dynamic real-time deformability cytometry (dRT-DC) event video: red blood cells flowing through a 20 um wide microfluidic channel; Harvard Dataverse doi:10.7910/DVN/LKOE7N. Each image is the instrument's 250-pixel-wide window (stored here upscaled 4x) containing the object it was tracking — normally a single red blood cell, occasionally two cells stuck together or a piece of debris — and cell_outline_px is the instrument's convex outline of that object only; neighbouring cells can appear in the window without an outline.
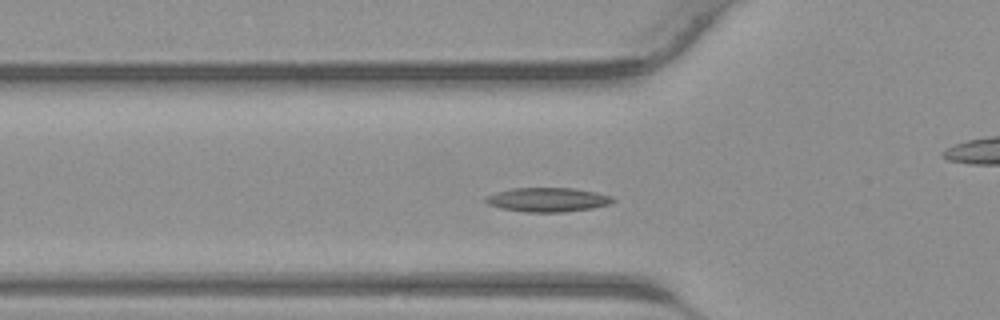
{"species": "common noctule bat (a hibernating species)", "species_latin": "Nyctalus noctula", "temperature_condition": "warm", "stored_images_in_passage": 41, "camera_frame_rate_fps": 3000, "um_per_image_px": 0.085, "animal": {"sex": "male", "body_mass_g": 23.1, "forearm_length_mm": 52.7}, "frame": {"image": 1, "passage_image": 12, "time_ms": 3.667, "image_size_px": [1000, 320], "cell_outline_px": [[616, 200], [608, 204], [592, 208], [564, 212], [524, 212], [500, 208], [488, 204], [484, 200], [488, 196], [496, 192], [512, 188], [572, 188], [596, 192], [612, 196]], "centroid_in_image_um": [46.55, 16.97], "position_along_channel_um": 79.2, "area_um2": 17.86}}
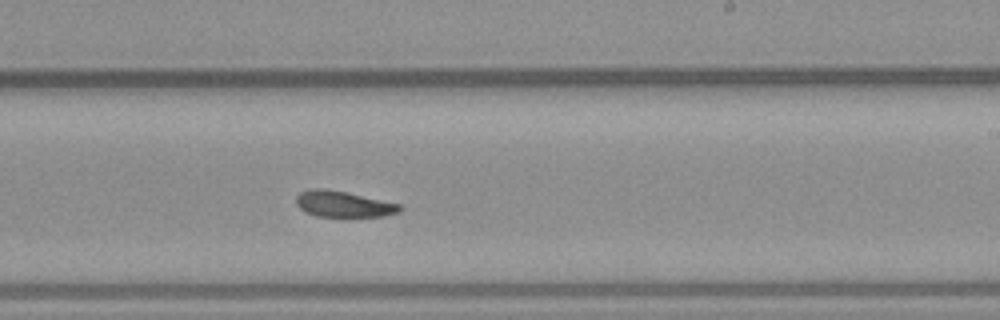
{"frame": {"image": 2, "passage_image": 23, "time_ms": 7.333, "image_size_px": [1000, 320], "cell_outline_px": [[404, 208], [400, 212], [384, 216], [348, 220], [340, 220], [316, 216], [304, 212], [296, 204], [296, 196], [300, 192], [308, 188], [324, 188], [344, 192], [400, 204]], "centroid_in_image_um": [29.18, 17.42], "position_along_channel_um": 259.8, "area_um2": 16.76}}
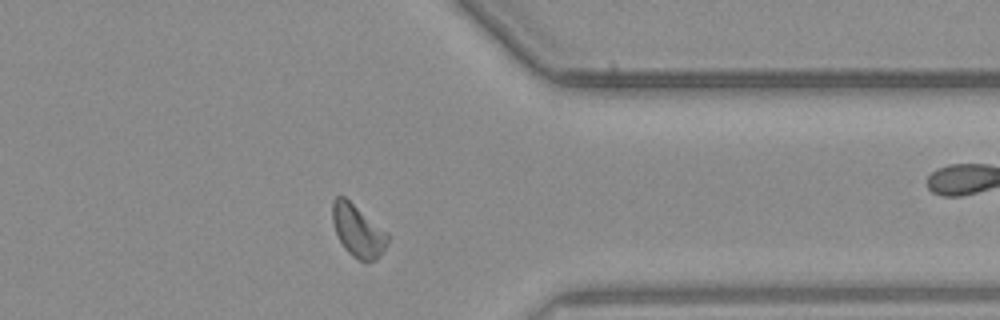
{"frame": {"image": 3, "passage_image": 31, "time_ms": 10.0, "image_size_px": [1000, 320], "cell_outline_px": [[388, 240], [380, 256], [376, 260], [364, 264], [352, 256], [344, 248], [336, 232], [332, 220], [332, 200], [336, 196], [344, 196], [388, 232]], "centroid_in_image_um": [30.42, 19.64], "position_along_channel_um": 381.0, "area_um2": 16.94}}